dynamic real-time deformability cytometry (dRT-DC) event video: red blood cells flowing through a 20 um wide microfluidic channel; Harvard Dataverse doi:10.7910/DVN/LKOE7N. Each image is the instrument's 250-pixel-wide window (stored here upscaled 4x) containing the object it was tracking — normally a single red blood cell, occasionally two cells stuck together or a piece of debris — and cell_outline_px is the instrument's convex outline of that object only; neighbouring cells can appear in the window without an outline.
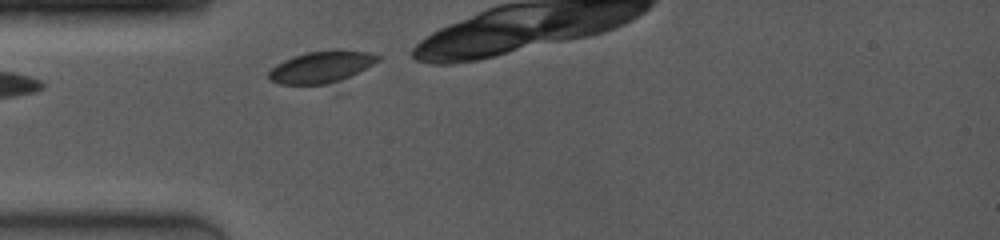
{"species": "common noctule bat (a hibernating species)", "species_latin": "Nyctalus noctula", "temperature_condition": "room temperature", "stored_images_in_passage": 1, "camera_frame_rate_fps": 4000, "um_per_image_px": 0.085, "animal": {"sex": "female", "body_mass_g": 19.0, "forearm_length_mm": 53.3}, "frame": {"image": 1, "passage_image": 1, "time_ms": 0.0, "image_size_px": [1000, 240], "cell_outline_px": [[384, 56], [380, 60], [340, 80], [328, 84], [280, 84], [272, 80], [268, 76], [268, 72], [276, 64], [284, 60], [308, 52], [340, 48], [368, 52]], "centroid_in_image_um": [27.35, 5.66], "position_along_channel_um": 57.7, "area_um2": 20.0}}